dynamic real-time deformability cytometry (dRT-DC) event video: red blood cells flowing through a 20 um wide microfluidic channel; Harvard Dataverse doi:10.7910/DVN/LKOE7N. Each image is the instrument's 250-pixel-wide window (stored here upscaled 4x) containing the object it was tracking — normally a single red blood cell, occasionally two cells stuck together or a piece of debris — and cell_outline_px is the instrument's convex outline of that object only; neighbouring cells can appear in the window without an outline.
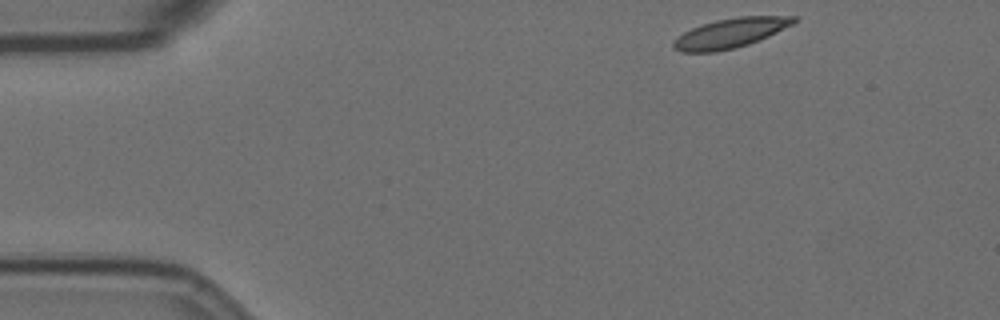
{"species": "Egyptian fruit bat (a non-hibernating species)", "species_latin": "Rousettus aegyptiacus", "temperature_condition": "room temperature", "stored_images_in_passage": 51, "camera_frame_rate_fps": 3000, "um_per_image_px": 0.085, "animal": {"sex": "female"}, "frame": {"image": 1, "passage_image": 1, "time_ms": 0.0, "image_size_px": [1000, 320], "cell_outline_px": [[800, 20], [768, 36], [748, 44], [716, 52], [680, 52], [672, 48], [672, 44], [684, 32], [692, 28], [716, 20], [740, 16], [796, 16]], "centroid_in_image_um": [62.09, 2.81], "position_along_channel_um": 22.9, "area_um2": 20.46}}
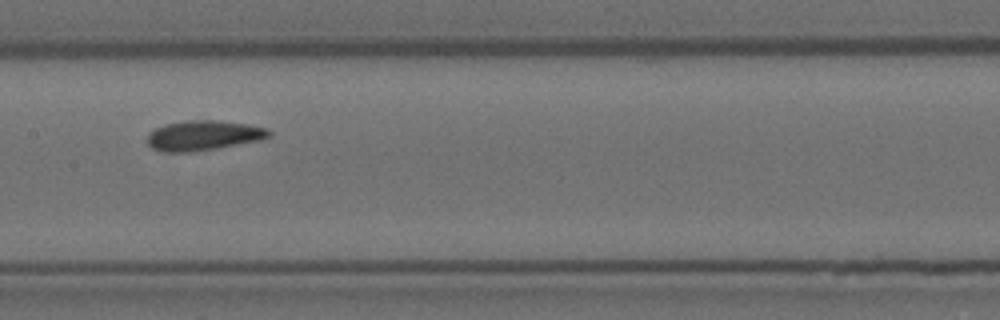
{"frame": {"image": 2, "passage_image": 22, "time_ms": 7.0, "image_size_px": [1000, 320], "cell_outline_px": [[272, 132], [268, 136], [260, 140], [216, 148], [188, 152], [160, 152], [152, 148], [148, 144], [148, 132], [164, 124], [184, 120], [216, 120], [248, 124], [268, 128]], "centroid_in_image_um": [17.26, 11.5], "position_along_channel_um": 190.1, "area_um2": 21.27}}
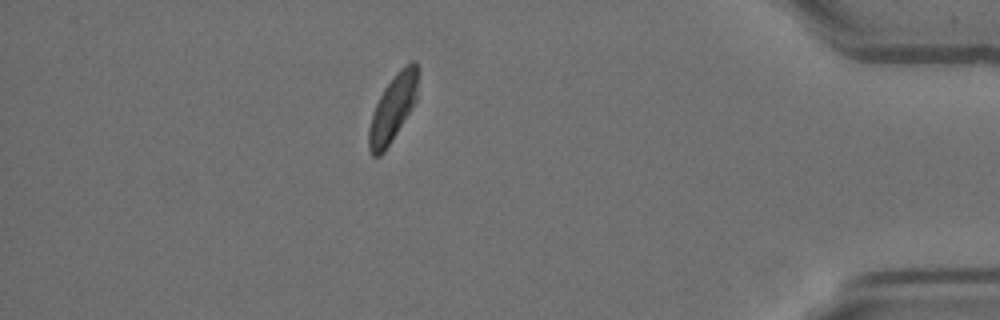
{"frame": {"image": 3, "passage_image": 44, "time_ms": 14.333, "image_size_px": [1000, 320], "cell_outline_px": [[416, 100], [412, 108], [384, 152], [380, 156], [372, 156], [368, 148], [368, 128], [372, 112], [384, 88], [396, 72], [404, 64], [412, 60], [416, 60]], "centroid_in_image_um": [33.35, 9.22], "position_along_channel_um": 401.9, "area_um2": 18.84}, "authors_computed_cell_mechanics": {"area_um2": 20.6346, "velocity_mm_per_s": 3.4846, "shape_relaxation_time_tau1_ms": 6.1723, "shape_relaxation_time_tau2_ms": 4.2591, "deformation_change_tau1": 0.1434, "deformation_change_tau2": 0.0842}}